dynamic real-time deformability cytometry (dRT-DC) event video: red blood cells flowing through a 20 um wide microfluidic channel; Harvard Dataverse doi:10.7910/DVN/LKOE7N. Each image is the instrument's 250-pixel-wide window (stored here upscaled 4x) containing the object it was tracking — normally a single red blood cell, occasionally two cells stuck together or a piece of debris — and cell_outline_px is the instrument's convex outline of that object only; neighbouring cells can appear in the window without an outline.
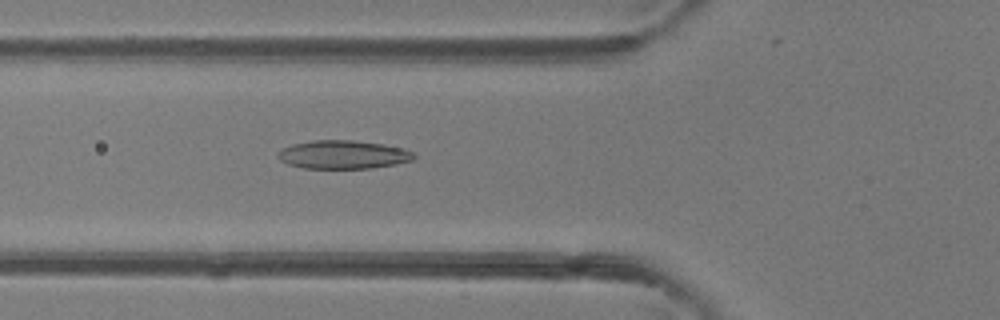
{"species": "common noctule bat (a hibernating species)", "species_latin": "Nyctalus noctula", "temperature_condition": "room temperature", "stored_images_in_passage": 39, "camera_frame_rate_fps": 3000, "um_per_image_px": 0.085, "animal": {"sex": "female"}, "frame": {"image": 1, "passage_image": 9, "time_ms": 2.667, "image_size_px": [1000, 320], "cell_outline_px": [[416, 156], [412, 160], [396, 164], [372, 168], [304, 168], [288, 164], [280, 160], [276, 156], [284, 148], [292, 144], [312, 140], [352, 140], [384, 144], [404, 148], [412, 152]], "centroid_in_image_um": [29.18, 13.14], "position_along_channel_um": 96.6, "area_um2": 22.48}}
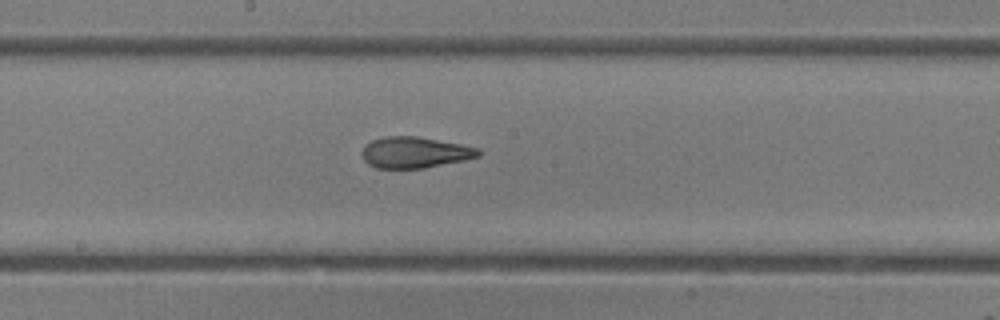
{"frame": {"image": 2, "passage_image": 17, "time_ms": 5.333, "image_size_px": [1000, 320], "cell_outline_px": [[480, 156], [464, 160], [424, 168], [376, 168], [368, 164], [364, 160], [360, 152], [364, 144], [372, 140], [384, 136], [416, 136], [460, 144], [480, 148]], "centroid_in_image_um": [35.22, 12.95], "position_along_channel_um": 213.0, "area_um2": 21.21}}
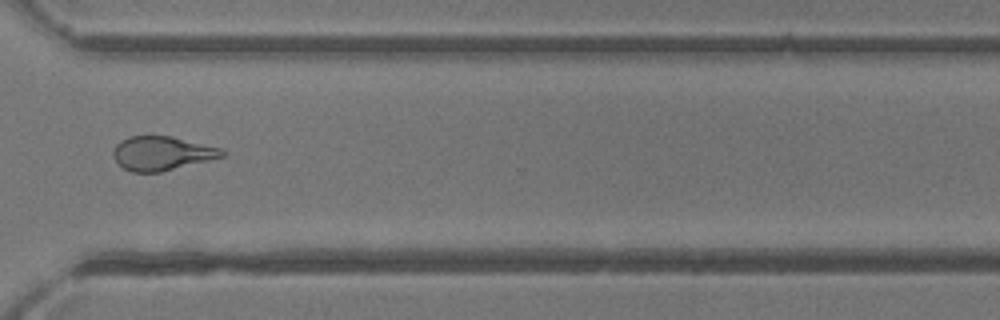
{"frame": {"image": 3, "passage_image": 27, "time_ms": 8.667, "image_size_px": [1000, 320], "cell_outline_px": [[224, 156], [160, 172], [132, 172], [124, 168], [112, 156], [112, 152], [116, 144], [120, 140], [128, 136], [172, 136], [220, 148], [224, 152]], "centroid_in_image_um": [13.71, 13.02], "position_along_channel_um": 356.9, "area_um2": 21.33}, "authors_computed_cell_mechanics": {"area_um2": 22.0218, "velocity_mm_per_s": 4.3402, "shape_relaxation_time_tau1_ms": 9.3821, "shape_relaxation_time_tau2_ms": 1.5904, "deformation_change_tau1": 0.2568, "deformation_change_tau2": 0.091}}